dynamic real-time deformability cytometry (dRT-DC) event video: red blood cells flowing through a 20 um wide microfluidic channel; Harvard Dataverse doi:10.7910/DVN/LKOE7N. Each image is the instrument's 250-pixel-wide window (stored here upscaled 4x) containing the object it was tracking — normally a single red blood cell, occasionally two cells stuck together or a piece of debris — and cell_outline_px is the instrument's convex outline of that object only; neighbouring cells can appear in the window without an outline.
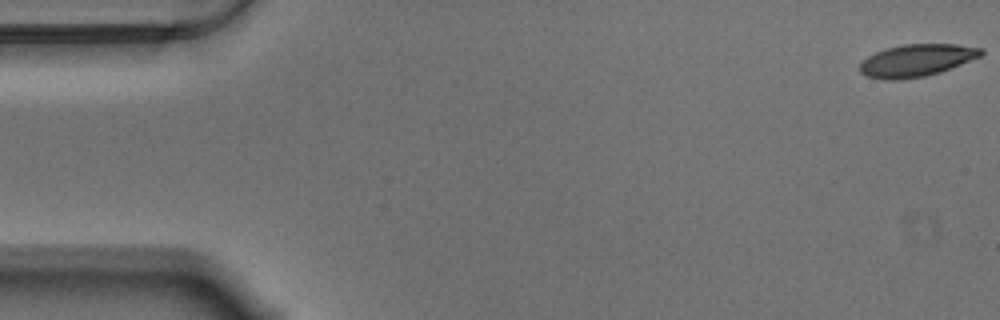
{"species": "Egyptian fruit bat (a non-hibernating species)", "species_latin": "Rousettus aegyptiacus", "temperature_condition": "warm", "stored_images_in_passage": 57, "camera_frame_rate_fps": 3000, "um_per_image_px": 0.085, "animal": {"sex": "male"}, "frame": {"image": 1, "passage_image": 1, "time_ms": 0.0, "image_size_px": [1000, 320], "cell_outline_px": [[984, 52], [980, 56], [940, 72], [924, 76], [900, 80], [884, 80], [868, 76], [860, 72], [860, 64], [868, 56], [884, 48], [904, 44], [956, 44], [984, 48]], "centroid_in_image_um": [77.9, 5.13], "position_along_channel_um": 7.1, "area_um2": 22.72}}
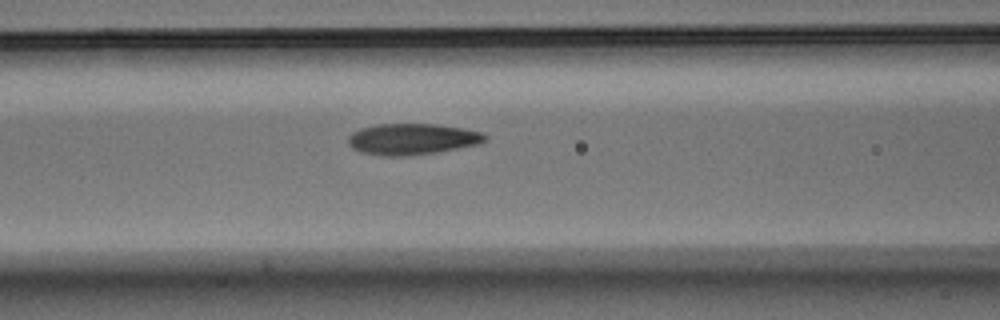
{"frame": {"image": 2, "passage_image": 23, "time_ms": 7.333, "image_size_px": [1000, 320], "cell_outline_px": [[488, 140], [480, 144], [436, 152], [408, 156], [384, 156], [360, 152], [352, 148], [348, 144], [348, 136], [352, 132], [360, 128], [380, 124], [436, 124], [464, 128], [484, 132], [488, 136]], "centroid_in_image_um": [35.07, 11.82], "position_along_channel_um": 131.5, "area_um2": 25.14}}
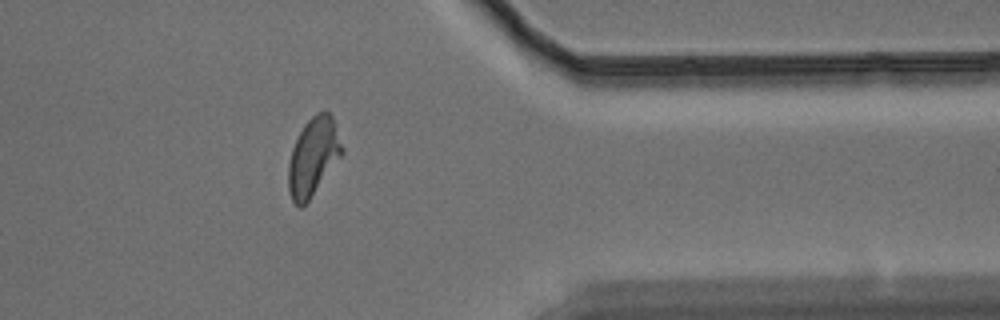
{"frame": {"image": 3, "passage_image": 46, "time_ms": 15.0, "image_size_px": [1000, 320], "cell_outline_px": [[344, 152], [308, 200], [300, 208], [292, 200], [288, 192], [288, 164], [292, 148], [304, 124], [316, 112], [328, 112], [332, 116], [344, 148]], "centroid_in_image_um": [26.62, 13.3], "position_along_channel_um": 384.8, "area_um2": 24.04}, "authors_computed_cell_mechanics": {"area_um2": 23.8136, "velocity_mm_per_s": 3.5114, "shape_relaxation_time_tau1_ms": 5.8166, "shape_relaxation_time_tau2_ms": 1.9621, "deformation_change_tau1": 0.1904, "deformation_change_tau2": 0.0839}}